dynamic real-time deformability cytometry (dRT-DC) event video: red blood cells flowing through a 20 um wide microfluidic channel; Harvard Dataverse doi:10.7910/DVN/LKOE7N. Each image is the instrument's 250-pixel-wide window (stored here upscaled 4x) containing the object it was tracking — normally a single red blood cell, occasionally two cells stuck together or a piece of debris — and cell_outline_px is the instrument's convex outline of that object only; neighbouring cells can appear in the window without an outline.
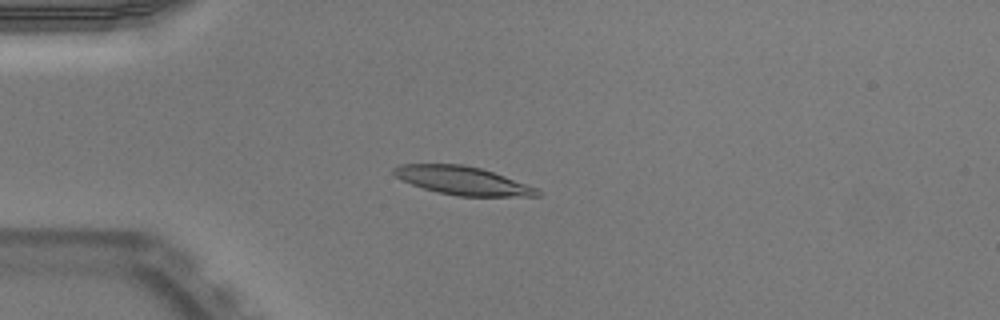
{"species": "Egyptian fruit bat (a non-hibernating species)", "species_latin": "Rousettus aegyptiacus", "temperature_condition": "warm", "stored_images_in_passage": 50, "camera_frame_rate_fps": 3000, "um_per_image_px": 0.085, "animal": {"sex": "male"}, "frame": {"image": 1, "passage_image": 13, "time_ms": 4.0, "image_size_px": [1000, 320], "cell_outline_px": [[540, 196], [456, 196], [424, 188], [412, 184], [396, 176], [392, 172], [392, 168], [400, 164], [464, 164], [480, 168], [504, 176], [536, 188], [540, 192]], "centroid_in_image_um": [39.3, 15.34], "position_along_channel_um": 45.7, "area_um2": 23.29}}
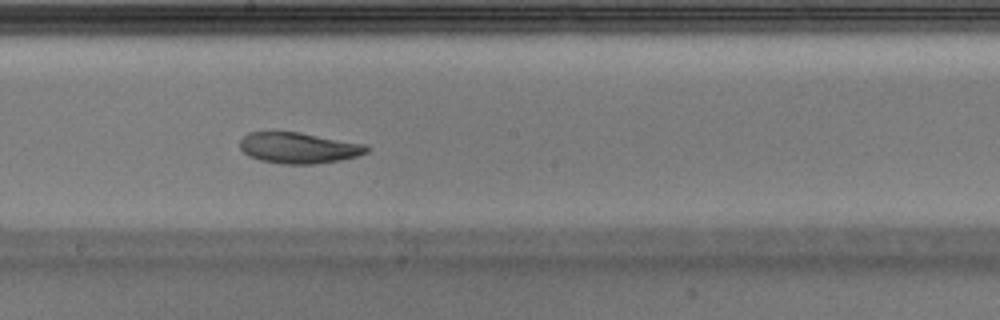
{"frame": {"image": 2, "passage_image": 28, "time_ms": 9.0, "image_size_px": [1000, 320], "cell_outline_px": [[368, 152], [356, 156], [340, 160], [316, 164], [280, 164], [260, 160], [248, 156], [240, 148], [240, 140], [248, 132], [300, 132], [368, 144]], "centroid_in_image_um": [25.4, 12.57], "position_along_channel_um": 222.8, "area_um2": 23.0}}
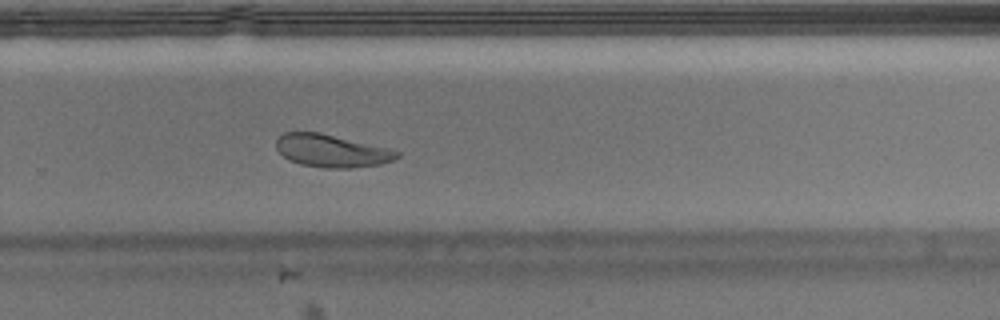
{"frame": {"image": 3, "passage_image": 34, "time_ms": 11.0, "image_size_px": [1000, 320], "cell_outline_px": [[400, 156], [392, 160], [380, 164], [352, 168], [324, 168], [300, 164], [288, 160], [276, 148], [276, 140], [284, 132], [320, 132], [388, 148], [400, 152]], "centroid_in_image_um": [28.17, 12.82], "position_along_channel_um": 301.6, "area_um2": 22.95}, "authors_computed_cell_mechanics": {"area_um2": 23.5246, "velocity_mm_per_s": 3.9542, "shape_relaxation_time_tau1_ms": 5.7753, "shape_relaxation_time_tau2_ms": 5.2643, "deformation_change_tau1": 0.1601, "deformation_change_tau2": 0.1119}}